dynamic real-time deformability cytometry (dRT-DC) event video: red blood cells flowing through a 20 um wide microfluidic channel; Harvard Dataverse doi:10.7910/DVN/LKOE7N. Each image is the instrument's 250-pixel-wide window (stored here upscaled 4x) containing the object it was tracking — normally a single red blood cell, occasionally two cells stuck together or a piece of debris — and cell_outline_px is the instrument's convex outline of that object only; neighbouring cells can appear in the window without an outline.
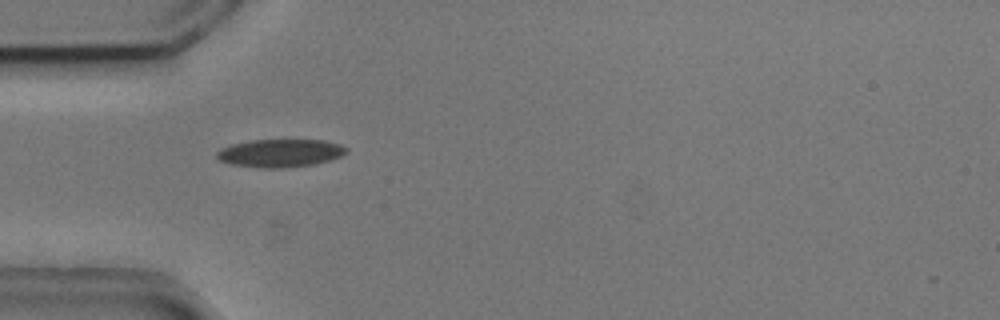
{"species": "common noctule bat (a hibernating species)", "species_latin": "Nyctalus noctula", "temperature_condition": "cold", "stored_images_in_passage": 3, "camera_frame_rate_fps": 3000, "um_per_image_px": 0.085, "animal": {"sex": "male", "body_mass_g": 20.5, "forearm_length_mm": 52.5}, "frame": {"image": 1, "passage_image": 1, "time_ms": 0.0, "image_size_px": [1000, 320], "cell_outline_px": [[348, 152], [340, 156], [328, 160], [312, 164], [284, 168], [264, 168], [232, 164], [220, 160], [216, 156], [216, 152], [220, 148], [232, 144], [252, 140], [324, 140], [340, 144], [348, 148]], "centroid_in_image_um": [23.82, 13.0], "position_along_channel_um": 61.2, "area_um2": 20.98}}
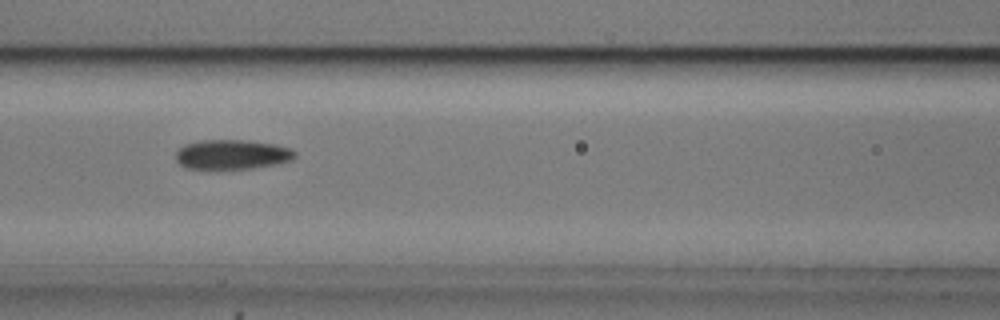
{"frame": {"image": 2, "passage_image": 3, "time_ms": 0.667, "image_size_px": [1000, 320], "cell_outline_px": [[296, 156], [292, 160], [276, 164], [252, 168], [184, 168], [176, 160], [176, 152], [184, 144], [200, 140], [248, 140], [276, 144], [292, 148], [296, 152]], "centroid_in_image_um": [19.75, 13.11], "position_along_channel_um": 146.8, "area_um2": 20.63}}